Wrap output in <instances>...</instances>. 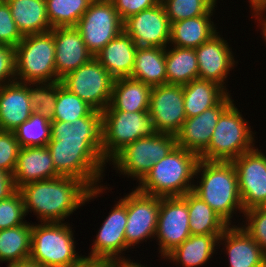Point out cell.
I'll use <instances>...</instances> for the list:
<instances>
[{
	"label": "cell",
	"mask_w": 266,
	"mask_h": 267,
	"mask_svg": "<svg viewBox=\"0 0 266 267\" xmlns=\"http://www.w3.org/2000/svg\"><path fill=\"white\" fill-rule=\"evenodd\" d=\"M32 224L0 230V263H13L30 258Z\"/></svg>",
	"instance_id": "836d02e7"
},
{
	"label": "cell",
	"mask_w": 266,
	"mask_h": 267,
	"mask_svg": "<svg viewBox=\"0 0 266 267\" xmlns=\"http://www.w3.org/2000/svg\"><path fill=\"white\" fill-rule=\"evenodd\" d=\"M243 215L244 225H240L266 253V205L248 209Z\"/></svg>",
	"instance_id": "60d3db41"
},
{
	"label": "cell",
	"mask_w": 266,
	"mask_h": 267,
	"mask_svg": "<svg viewBox=\"0 0 266 267\" xmlns=\"http://www.w3.org/2000/svg\"><path fill=\"white\" fill-rule=\"evenodd\" d=\"M51 141L58 146L83 148L105 170L101 111L93 110L73 123L52 121Z\"/></svg>",
	"instance_id": "9c48e42d"
},
{
	"label": "cell",
	"mask_w": 266,
	"mask_h": 267,
	"mask_svg": "<svg viewBox=\"0 0 266 267\" xmlns=\"http://www.w3.org/2000/svg\"><path fill=\"white\" fill-rule=\"evenodd\" d=\"M219 32L195 49L199 79L217 82L226 90V80L238 61L227 40Z\"/></svg>",
	"instance_id": "ffe728a7"
},
{
	"label": "cell",
	"mask_w": 266,
	"mask_h": 267,
	"mask_svg": "<svg viewBox=\"0 0 266 267\" xmlns=\"http://www.w3.org/2000/svg\"><path fill=\"white\" fill-rule=\"evenodd\" d=\"M223 86L210 80L196 79L183 85L184 111L187 118L217 105L227 94Z\"/></svg>",
	"instance_id": "f1b7e54d"
},
{
	"label": "cell",
	"mask_w": 266,
	"mask_h": 267,
	"mask_svg": "<svg viewBox=\"0 0 266 267\" xmlns=\"http://www.w3.org/2000/svg\"><path fill=\"white\" fill-rule=\"evenodd\" d=\"M152 86L132 77L114 79L110 104L104 111L149 112Z\"/></svg>",
	"instance_id": "484cf974"
},
{
	"label": "cell",
	"mask_w": 266,
	"mask_h": 267,
	"mask_svg": "<svg viewBox=\"0 0 266 267\" xmlns=\"http://www.w3.org/2000/svg\"><path fill=\"white\" fill-rule=\"evenodd\" d=\"M262 10L266 12V5L262 8Z\"/></svg>",
	"instance_id": "f5cc1de1"
},
{
	"label": "cell",
	"mask_w": 266,
	"mask_h": 267,
	"mask_svg": "<svg viewBox=\"0 0 266 267\" xmlns=\"http://www.w3.org/2000/svg\"><path fill=\"white\" fill-rule=\"evenodd\" d=\"M160 198L159 196L143 193L137 188L126 194V250L134 249L135 245L137 247L138 244L147 242L149 238H155Z\"/></svg>",
	"instance_id": "7c38bea8"
},
{
	"label": "cell",
	"mask_w": 266,
	"mask_h": 267,
	"mask_svg": "<svg viewBox=\"0 0 266 267\" xmlns=\"http://www.w3.org/2000/svg\"><path fill=\"white\" fill-rule=\"evenodd\" d=\"M60 82L94 110L103 112L110 104L114 78L95 57L67 73Z\"/></svg>",
	"instance_id": "30bf717a"
},
{
	"label": "cell",
	"mask_w": 266,
	"mask_h": 267,
	"mask_svg": "<svg viewBox=\"0 0 266 267\" xmlns=\"http://www.w3.org/2000/svg\"><path fill=\"white\" fill-rule=\"evenodd\" d=\"M26 216L23 197L19 190L9 198L0 200V230L26 223Z\"/></svg>",
	"instance_id": "ab89813d"
},
{
	"label": "cell",
	"mask_w": 266,
	"mask_h": 267,
	"mask_svg": "<svg viewBox=\"0 0 266 267\" xmlns=\"http://www.w3.org/2000/svg\"><path fill=\"white\" fill-rule=\"evenodd\" d=\"M220 245L228 254V267H262L266 263V253L239 224L226 228L218 239Z\"/></svg>",
	"instance_id": "44dd1931"
},
{
	"label": "cell",
	"mask_w": 266,
	"mask_h": 267,
	"mask_svg": "<svg viewBox=\"0 0 266 267\" xmlns=\"http://www.w3.org/2000/svg\"><path fill=\"white\" fill-rule=\"evenodd\" d=\"M265 11H263L262 9L260 10H255L252 11V16L251 17H256L255 20L259 21V25L257 26H261L260 30H261V34L262 37L264 38V41L266 42V16L265 15ZM266 44V43H265Z\"/></svg>",
	"instance_id": "c3c4849f"
},
{
	"label": "cell",
	"mask_w": 266,
	"mask_h": 267,
	"mask_svg": "<svg viewBox=\"0 0 266 267\" xmlns=\"http://www.w3.org/2000/svg\"><path fill=\"white\" fill-rule=\"evenodd\" d=\"M221 235H191L165 258L182 267H201L213 258Z\"/></svg>",
	"instance_id": "83f0119b"
},
{
	"label": "cell",
	"mask_w": 266,
	"mask_h": 267,
	"mask_svg": "<svg viewBox=\"0 0 266 267\" xmlns=\"http://www.w3.org/2000/svg\"><path fill=\"white\" fill-rule=\"evenodd\" d=\"M167 84L185 85L199 79L195 49L167 46L165 48Z\"/></svg>",
	"instance_id": "d6a6232c"
},
{
	"label": "cell",
	"mask_w": 266,
	"mask_h": 267,
	"mask_svg": "<svg viewBox=\"0 0 266 267\" xmlns=\"http://www.w3.org/2000/svg\"><path fill=\"white\" fill-rule=\"evenodd\" d=\"M241 113L233 102L221 114L201 160L232 161L255 147L256 132Z\"/></svg>",
	"instance_id": "8992f818"
},
{
	"label": "cell",
	"mask_w": 266,
	"mask_h": 267,
	"mask_svg": "<svg viewBox=\"0 0 266 267\" xmlns=\"http://www.w3.org/2000/svg\"><path fill=\"white\" fill-rule=\"evenodd\" d=\"M123 28L138 47L169 45L171 23L162 3L130 16Z\"/></svg>",
	"instance_id": "e0dca14e"
},
{
	"label": "cell",
	"mask_w": 266,
	"mask_h": 267,
	"mask_svg": "<svg viewBox=\"0 0 266 267\" xmlns=\"http://www.w3.org/2000/svg\"><path fill=\"white\" fill-rule=\"evenodd\" d=\"M93 0H45L51 28L75 27Z\"/></svg>",
	"instance_id": "e575fe53"
},
{
	"label": "cell",
	"mask_w": 266,
	"mask_h": 267,
	"mask_svg": "<svg viewBox=\"0 0 266 267\" xmlns=\"http://www.w3.org/2000/svg\"><path fill=\"white\" fill-rule=\"evenodd\" d=\"M117 267H147L145 264H141L140 262H133L131 258H124L117 260Z\"/></svg>",
	"instance_id": "f907efd6"
},
{
	"label": "cell",
	"mask_w": 266,
	"mask_h": 267,
	"mask_svg": "<svg viewBox=\"0 0 266 267\" xmlns=\"http://www.w3.org/2000/svg\"><path fill=\"white\" fill-rule=\"evenodd\" d=\"M130 77L152 87L167 84L165 48L138 47Z\"/></svg>",
	"instance_id": "4dcf8cb0"
},
{
	"label": "cell",
	"mask_w": 266,
	"mask_h": 267,
	"mask_svg": "<svg viewBox=\"0 0 266 267\" xmlns=\"http://www.w3.org/2000/svg\"><path fill=\"white\" fill-rule=\"evenodd\" d=\"M199 160L198 155L177 145L153 165L136 188L159 197L183 196L193 191Z\"/></svg>",
	"instance_id": "3957f363"
},
{
	"label": "cell",
	"mask_w": 266,
	"mask_h": 267,
	"mask_svg": "<svg viewBox=\"0 0 266 267\" xmlns=\"http://www.w3.org/2000/svg\"><path fill=\"white\" fill-rule=\"evenodd\" d=\"M149 115L157 132L176 135L187 118L184 111L183 85L153 86Z\"/></svg>",
	"instance_id": "9a60e30c"
},
{
	"label": "cell",
	"mask_w": 266,
	"mask_h": 267,
	"mask_svg": "<svg viewBox=\"0 0 266 267\" xmlns=\"http://www.w3.org/2000/svg\"><path fill=\"white\" fill-rule=\"evenodd\" d=\"M72 267H117V260L113 258H90L84 256Z\"/></svg>",
	"instance_id": "7dc6e473"
},
{
	"label": "cell",
	"mask_w": 266,
	"mask_h": 267,
	"mask_svg": "<svg viewBox=\"0 0 266 267\" xmlns=\"http://www.w3.org/2000/svg\"><path fill=\"white\" fill-rule=\"evenodd\" d=\"M53 36L56 74L60 79L94 57L75 27H55Z\"/></svg>",
	"instance_id": "7402d4cb"
},
{
	"label": "cell",
	"mask_w": 266,
	"mask_h": 267,
	"mask_svg": "<svg viewBox=\"0 0 266 267\" xmlns=\"http://www.w3.org/2000/svg\"><path fill=\"white\" fill-rule=\"evenodd\" d=\"M73 236L68 222L32 223L30 259L43 267H72L85 256L76 252Z\"/></svg>",
	"instance_id": "277c9868"
},
{
	"label": "cell",
	"mask_w": 266,
	"mask_h": 267,
	"mask_svg": "<svg viewBox=\"0 0 266 267\" xmlns=\"http://www.w3.org/2000/svg\"><path fill=\"white\" fill-rule=\"evenodd\" d=\"M7 267H43L41 264L36 261L29 259L17 261L13 263H9L6 265Z\"/></svg>",
	"instance_id": "681fc988"
},
{
	"label": "cell",
	"mask_w": 266,
	"mask_h": 267,
	"mask_svg": "<svg viewBox=\"0 0 266 267\" xmlns=\"http://www.w3.org/2000/svg\"><path fill=\"white\" fill-rule=\"evenodd\" d=\"M31 106L34 112L53 120L58 93V82L27 83Z\"/></svg>",
	"instance_id": "f35d334b"
},
{
	"label": "cell",
	"mask_w": 266,
	"mask_h": 267,
	"mask_svg": "<svg viewBox=\"0 0 266 267\" xmlns=\"http://www.w3.org/2000/svg\"><path fill=\"white\" fill-rule=\"evenodd\" d=\"M23 36L49 32L45 0H5Z\"/></svg>",
	"instance_id": "f546056e"
},
{
	"label": "cell",
	"mask_w": 266,
	"mask_h": 267,
	"mask_svg": "<svg viewBox=\"0 0 266 267\" xmlns=\"http://www.w3.org/2000/svg\"><path fill=\"white\" fill-rule=\"evenodd\" d=\"M114 204L102 223L96 239L93 240L91 252L86 257L113 258L116 260L128 258L123 256L126 251L125 230L127 223L126 195Z\"/></svg>",
	"instance_id": "ac0fdd59"
},
{
	"label": "cell",
	"mask_w": 266,
	"mask_h": 267,
	"mask_svg": "<svg viewBox=\"0 0 266 267\" xmlns=\"http://www.w3.org/2000/svg\"><path fill=\"white\" fill-rule=\"evenodd\" d=\"M27 83L0 86V130L14 132L33 113Z\"/></svg>",
	"instance_id": "603a6c76"
},
{
	"label": "cell",
	"mask_w": 266,
	"mask_h": 267,
	"mask_svg": "<svg viewBox=\"0 0 266 267\" xmlns=\"http://www.w3.org/2000/svg\"><path fill=\"white\" fill-rule=\"evenodd\" d=\"M266 152L257 147L232 160L244 211L266 205Z\"/></svg>",
	"instance_id": "5bb4252c"
},
{
	"label": "cell",
	"mask_w": 266,
	"mask_h": 267,
	"mask_svg": "<svg viewBox=\"0 0 266 267\" xmlns=\"http://www.w3.org/2000/svg\"><path fill=\"white\" fill-rule=\"evenodd\" d=\"M53 160L47 146L20 148L13 173L16 188L34 181L57 178Z\"/></svg>",
	"instance_id": "cb8c5ba5"
},
{
	"label": "cell",
	"mask_w": 266,
	"mask_h": 267,
	"mask_svg": "<svg viewBox=\"0 0 266 267\" xmlns=\"http://www.w3.org/2000/svg\"><path fill=\"white\" fill-rule=\"evenodd\" d=\"M138 46L123 30L95 56L114 79L130 77Z\"/></svg>",
	"instance_id": "d4e9b609"
},
{
	"label": "cell",
	"mask_w": 266,
	"mask_h": 267,
	"mask_svg": "<svg viewBox=\"0 0 266 267\" xmlns=\"http://www.w3.org/2000/svg\"><path fill=\"white\" fill-rule=\"evenodd\" d=\"M214 12L171 23L170 46L196 49L217 33Z\"/></svg>",
	"instance_id": "4316f807"
},
{
	"label": "cell",
	"mask_w": 266,
	"mask_h": 267,
	"mask_svg": "<svg viewBox=\"0 0 266 267\" xmlns=\"http://www.w3.org/2000/svg\"><path fill=\"white\" fill-rule=\"evenodd\" d=\"M16 81L14 47L0 44V86Z\"/></svg>",
	"instance_id": "f6af8a7d"
},
{
	"label": "cell",
	"mask_w": 266,
	"mask_h": 267,
	"mask_svg": "<svg viewBox=\"0 0 266 267\" xmlns=\"http://www.w3.org/2000/svg\"><path fill=\"white\" fill-rule=\"evenodd\" d=\"M14 134L21 148L46 146L51 140V121L33 112Z\"/></svg>",
	"instance_id": "d590c367"
},
{
	"label": "cell",
	"mask_w": 266,
	"mask_h": 267,
	"mask_svg": "<svg viewBox=\"0 0 266 267\" xmlns=\"http://www.w3.org/2000/svg\"><path fill=\"white\" fill-rule=\"evenodd\" d=\"M46 146L60 176L80 179L91 189L103 185L105 170L83 148L58 146L51 140Z\"/></svg>",
	"instance_id": "2e32d148"
},
{
	"label": "cell",
	"mask_w": 266,
	"mask_h": 267,
	"mask_svg": "<svg viewBox=\"0 0 266 267\" xmlns=\"http://www.w3.org/2000/svg\"><path fill=\"white\" fill-rule=\"evenodd\" d=\"M195 179L199 181L194 182L193 192L229 226L233 225L231 224L234 223L231 220L233 214L236 215L238 211L239 214L244 213V208L241 203L237 173L232 162L200 159Z\"/></svg>",
	"instance_id": "7a4b0ae2"
},
{
	"label": "cell",
	"mask_w": 266,
	"mask_h": 267,
	"mask_svg": "<svg viewBox=\"0 0 266 267\" xmlns=\"http://www.w3.org/2000/svg\"><path fill=\"white\" fill-rule=\"evenodd\" d=\"M109 190L107 185L91 189L84 181L59 176L57 178L34 181L21 186L26 215L33 212L41 222H64L67 218Z\"/></svg>",
	"instance_id": "6da1fadb"
},
{
	"label": "cell",
	"mask_w": 266,
	"mask_h": 267,
	"mask_svg": "<svg viewBox=\"0 0 266 267\" xmlns=\"http://www.w3.org/2000/svg\"><path fill=\"white\" fill-rule=\"evenodd\" d=\"M14 51L16 81L60 82L56 74L53 28L49 32L24 36Z\"/></svg>",
	"instance_id": "5b68a950"
},
{
	"label": "cell",
	"mask_w": 266,
	"mask_h": 267,
	"mask_svg": "<svg viewBox=\"0 0 266 267\" xmlns=\"http://www.w3.org/2000/svg\"><path fill=\"white\" fill-rule=\"evenodd\" d=\"M183 197L188 206L191 235H222L229 225L206 202L193 191Z\"/></svg>",
	"instance_id": "1f68e13d"
},
{
	"label": "cell",
	"mask_w": 266,
	"mask_h": 267,
	"mask_svg": "<svg viewBox=\"0 0 266 267\" xmlns=\"http://www.w3.org/2000/svg\"><path fill=\"white\" fill-rule=\"evenodd\" d=\"M228 93L217 105L203 113L186 118L175 135L177 145L200 156L208 147L221 114L234 102Z\"/></svg>",
	"instance_id": "d6986e66"
},
{
	"label": "cell",
	"mask_w": 266,
	"mask_h": 267,
	"mask_svg": "<svg viewBox=\"0 0 266 267\" xmlns=\"http://www.w3.org/2000/svg\"><path fill=\"white\" fill-rule=\"evenodd\" d=\"M75 28L94 57L124 30L111 0H93Z\"/></svg>",
	"instance_id": "8fae6325"
},
{
	"label": "cell",
	"mask_w": 266,
	"mask_h": 267,
	"mask_svg": "<svg viewBox=\"0 0 266 267\" xmlns=\"http://www.w3.org/2000/svg\"><path fill=\"white\" fill-rule=\"evenodd\" d=\"M20 148L14 132L0 130V170L14 173Z\"/></svg>",
	"instance_id": "b9f144b4"
},
{
	"label": "cell",
	"mask_w": 266,
	"mask_h": 267,
	"mask_svg": "<svg viewBox=\"0 0 266 267\" xmlns=\"http://www.w3.org/2000/svg\"><path fill=\"white\" fill-rule=\"evenodd\" d=\"M52 121L73 123L76 119L88 116L94 109L80 97L70 92L58 82V93Z\"/></svg>",
	"instance_id": "8d00e7d4"
},
{
	"label": "cell",
	"mask_w": 266,
	"mask_h": 267,
	"mask_svg": "<svg viewBox=\"0 0 266 267\" xmlns=\"http://www.w3.org/2000/svg\"><path fill=\"white\" fill-rule=\"evenodd\" d=\"M23 37L11 15L8 3L0 0V44L15 48Z\"/></svg>",
	"instance_id": "7bdbcfd3"
},
{
	"label": "cell",
	"mask_w": 266,
	"mask_h": 267,
	"mask_svg": "<svg viewBox=\"0 0 266 267\" xmlns=\"http://www.w3.org/2000/svg\"><path fill=\"white\" fill-rule=\"evenodd\" d=\"M170 23L215 12L217 0H161Z\"/></svg>",
	"instance_id": "74e56055"
},
{
	"label": "cell",
	"mask_w": 266,
	"mask_h": 267,
	"mask_svg": "<svg viewBox=\"0 0 266 267\" xmlns=\"http://www.w3.org/2000/svg\"><path fill=\"white\" fill-rule=\"evenodd\" d=\"M17 190L13 174L8 171L0 170V200L9 198Z\"/></svg>",
	"instance_id": "bcb514c9"
},
{
	"label": "cell",
	"mask_w": 266,
	"mask_h": 267,
	"mask_svg": "<svg viewBox=\"0 0 266 267\" xmlns=\"http://www.w3.org/2000/svg\"><path fill=\"white\" fill-rule=\"evenodd\" d=\"M103 158L108 163L126 145L157 133L149 112L103 111Z\"/></svg>",
	"instance_id": "ba28073f"
},
{
	"label": "cell",
	"mask_w": 266,
	"mask_h": 267,
	"mask_svg": "<svg viewBox=\"0 0 266 267\" xmlns=\"http://www.w3.org/2000/svg\"><path fill=\"white\" fill-rule=\"evenodd\" d=\"M176 146L175 135L157 132L153 136L142 137L126 145L108 164L113 165L116 173L140 182L153 165Z\"/></svg>",
	"instance_id": "52a82bcc"
},
{
	"label": "cell",
	"mask_w": 266,
	"mask_h": 267,
	"mask_svg": "<svg viewBox=\"0 0 266 267\" xmlns=\"http://www.w3.org/2000/svg\"><path fill=\"white\" fill-rule=\"evenodd\" d=\"M121 20L124 22L130 16L152 8L161 3V0H111Z\"/></svg>",
	"instance_id": "ee69618b"
},
{
	"label": "cell",
	"mask_w": 266,
	"mask_h": 267,
	"mask_svg": "<svg viewBox=\"0 0 266 267\" xmlns=\"http://www.w3.org/2000/svg\"><path fill=\"white\" fill-rule=\"evenodd\" d=\"M250 3V10L255 11V10H260L266 5V0H249Z\"/></svg>",
	"instance_id": "816d5d0a"
},
{
	"label": "cell",
	"mask_w": 266,
	"mask_h": 267,
	"mask_svg": "<svg viewBox=\"0 0 266 267\" xmlns=\"http://www.w3.org/2000/svg\"><path fill=\"white\" fill-rule=\"evenodd\" d=\"M190 236L189 213L185 198L161 197L155 234L160 258H165Z\"/></svg>",
	"instance_id": "4fadbf2b"
}]
</instances>
